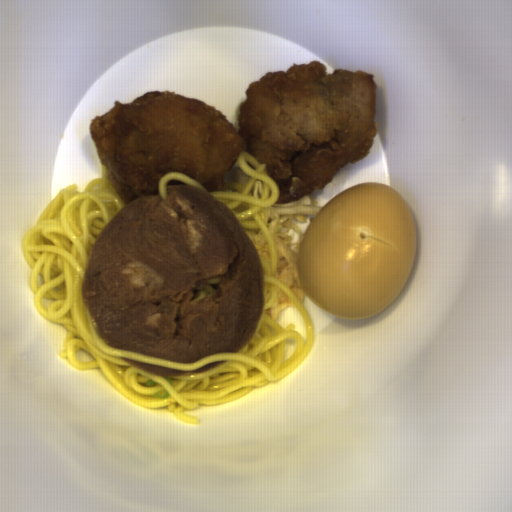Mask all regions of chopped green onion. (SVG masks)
Returning <instances> with one entry per match:
<instances>
[{
  "mask_svg": "<svg viewBox=\"0 0 512 512\" xmlns=\"http://www.w3.org/2000/svg\"><path fill=\"white\" fill-rule=\"evenodd\" d=\"M146 384L147 386L152 387L155 386L157 383L150 378L147 380Z\"/></svg>",
  "mask_w": 512,
  "mask_h": 512,
  "instance_id": "chopped-green-onion-2",
  "label": "chopped green onion"
},
{
  "mask_svg": "<svg viewBox=\"0 0 512 512\" xmlns=\"http://www.w3.org/2000/svg\"><path fill=\"white\" fill-rule=\"evenodd\" d=\"M164 378L168 381V383H169L171 386H173V382H172V380L170 379V377H167V376H166V377H164Z\"/></svg>",
  "mask_w": 512,
  "mask_h": 512,
  "instance_id": "chopped-green-onion-3",
  "label": "chopped green onion"
},
{
  "mask_svg": "<svg viewBox=\"0 0 512 512\" xmlns=\"http://www.w3.org/2000/svg\"><path fill=\"white\" fill-rule=\"evenodd\" d=\"M154 396H155V397H160V398H164V399H165V398L170 397V394H169V392L166 390V391H164V395H160V394H159V391H158V392H156V393H155V395H154Z\"/></svg>",
  "mask_w": 512,
  "mask_h": 512,
  "instance_id": "chopped-green-onion-1",
  "label": "chopped green onion"
}]
</instances>
